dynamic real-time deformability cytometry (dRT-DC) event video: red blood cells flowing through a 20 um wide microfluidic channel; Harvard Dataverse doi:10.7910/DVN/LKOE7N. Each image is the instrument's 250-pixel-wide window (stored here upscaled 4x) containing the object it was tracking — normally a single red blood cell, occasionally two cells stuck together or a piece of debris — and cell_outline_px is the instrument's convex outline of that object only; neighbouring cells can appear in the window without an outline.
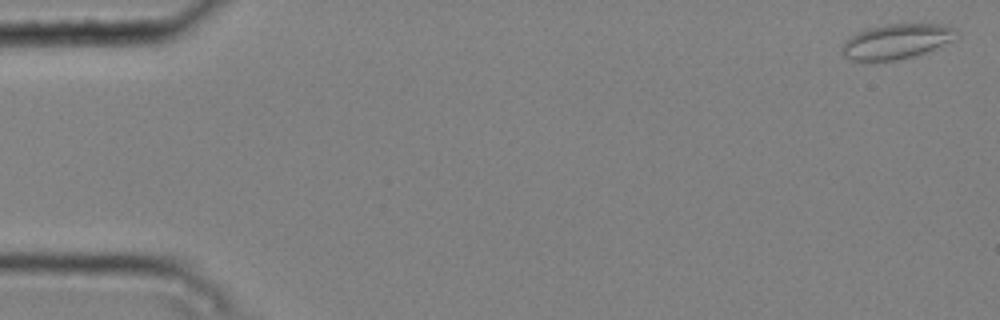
{"species": "common noctule bat (a hibernating species)", "species_latin": "Nyctalus noctula", "temperature_condition": "cold", "stored_images_in_passage": 4, "camera_frame_rate_fps": 3000, "um_per_image_px": 0.085, "animal": {"sex": "male", "body_mass_g": 20.4}, "frame": {"image": 1, "passage_image": 1, "time_ms": 0.0, "image_size_px": [1000, 320], "cell_outline_px": [[960, 36], [952, 40], [916, 56], [896, 60], [852, 60], [844, 56], [840, 52], [840, 48], [844, 40], [868, 28], [888, 24], [944, 24], [956, 28], [960, 32]], "centroid_in_image_um": [76.23, 3.51], "position_along_channel_um": 8.8, "area_um2": 23.29}}